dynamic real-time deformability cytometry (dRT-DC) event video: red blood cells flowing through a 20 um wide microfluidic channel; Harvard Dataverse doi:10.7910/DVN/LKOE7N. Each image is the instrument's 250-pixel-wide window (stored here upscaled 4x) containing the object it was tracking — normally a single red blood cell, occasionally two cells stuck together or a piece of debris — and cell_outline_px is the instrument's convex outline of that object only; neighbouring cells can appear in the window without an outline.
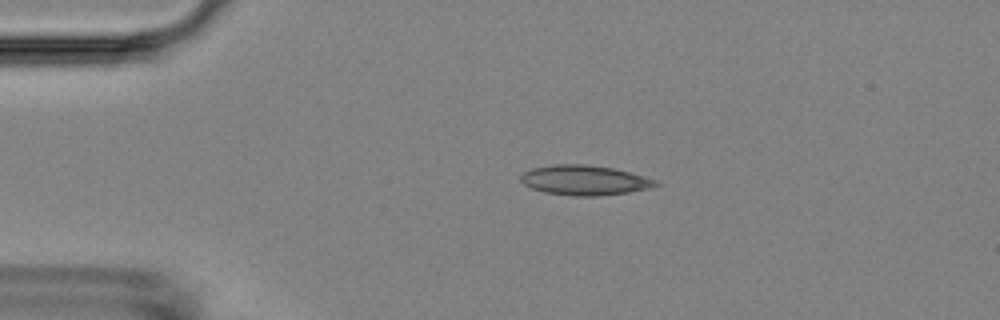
{"species": "Egyptian fruit bat (a non-hibernating species)", "species_latin": "Rousettus aegyptiacus", "temperature_condition": "room temperature", "stored_images_in_passage": 3, "camera_frame_rate_fps": 3000, "um_per_image_px": 0.085, "animal": {"sex": "female"}, "frame": {"image": 1, "passage_image": 2, "time_ms": 2.0, "image_size_px": [1000, 320], "cell_outline_px": [[660, 184], [652, 188], [628, 192], [596, 196], [576, 196], [544, 192], [532, 188], [524, 184], [520, 180], [520, 176], [524, 172], [532, 168], [552, 164], [584, 164], [612, 168], [628, 172], [656, 180]], "centroid_in_image_um": [49.67, 15.32], "position_along_channel_um": 35.3, "area_um2": 23.35}}